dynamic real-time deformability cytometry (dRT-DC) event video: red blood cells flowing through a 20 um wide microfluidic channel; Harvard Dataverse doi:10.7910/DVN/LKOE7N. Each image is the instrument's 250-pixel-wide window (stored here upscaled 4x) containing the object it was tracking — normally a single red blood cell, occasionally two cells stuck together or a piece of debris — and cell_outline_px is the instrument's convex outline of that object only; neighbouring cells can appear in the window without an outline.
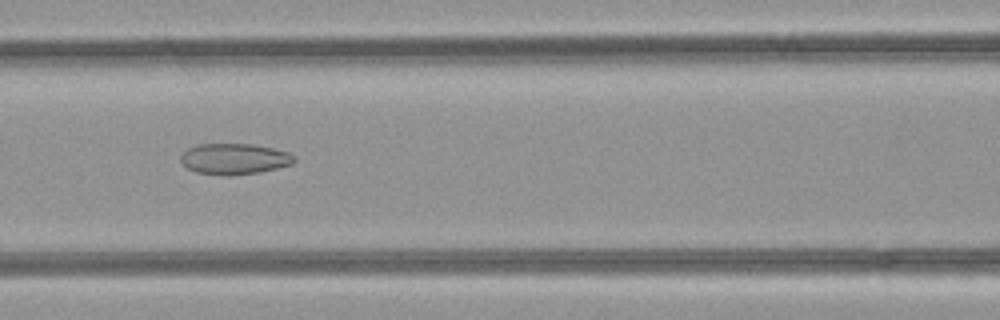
{"species": "common noctule bat (a hibernating species)", "species_latin": "Nyctalus noctula", "temperature_condition": "room temperature", "stored_images_in_passage": 49, "camera_frame_rate_fps": 3000, "um_per_image_px": 0.085, "animal": {"sex": "female", "body_mass_g": 21.9}, "frame": {"image": 1, "passage_image": 22, "time_ms": 7.0, "image_size_px": [1000, 320], "cell_outline_px": [[296, 160], [292, 164], [260, 172], [228, 176], [224, 176], [196, 172], [188, 168], [180, 160], [180, 156], [188, 148], [200, 144], [252, 144], [272, 148], [288, 152], [296, 156]], "centroid_in_image_um": [19.93, 13.51], "position_along_channel_um": 146.7, "area_um2": 20.46}}
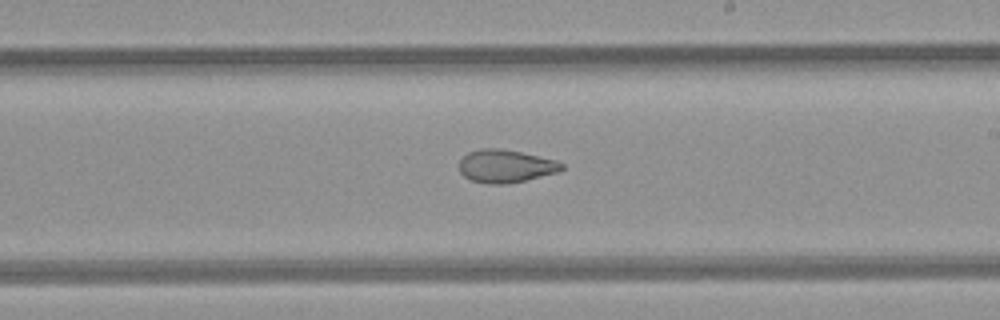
{"frame": {"image": 2, "passage_image": 29, "time_ms": 9.333, "image_size_px": [1000, 320], "cell_outline_px": [[564, 168], [560, 172], [508, 184], [488, 184], [472, 180], [464, 176], [460, 172], [460, 160], [468, 152], [480, 148], [500, 148], [520, 152], [556, 160], [564, 164]], "centroid_in_image_um": [42.99, 14.12], "position_along_channel_um": 246.0, "area_um2": 19.71}}
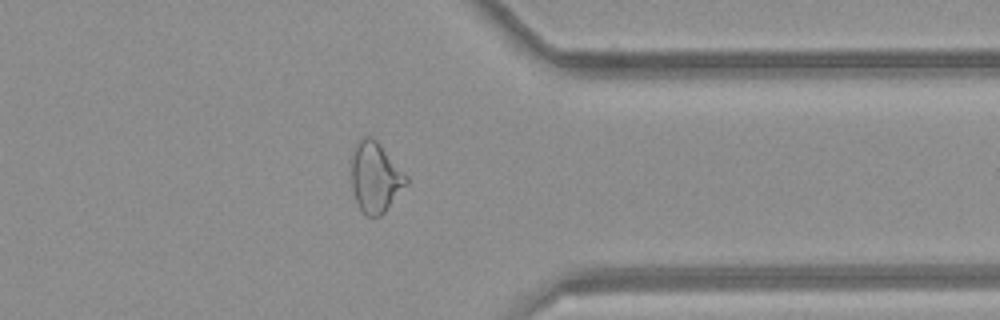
{"frame": {"image": 3, "passage_image": 39, "time_ms": 12.667, "image_size_px": [1000, 320], "cell_outline_px": [[408, 184], [384, 212], [380, 216], [368, 216], [360, 208], [356, 200], [352, 188], [352, 152], [356, 144], [364, 136], [372, 136], [376, 140], [408, 176]], "centroid_in_image_um": [31.92, 15.06], "position_along_channel_um": 379.5, "area_um2": 22.25}, "authors_computed_cell_mechanics": {"area_um2": 24.4494, "velocity_mm_per_s": 4.2621, "shape_relaxation_time_tau1_ms": null, "shape_relaxation_time_tau2_ms": 2.5206, "deformation_change_tau1": null, "deformation_change_tau2": 0.0976}}